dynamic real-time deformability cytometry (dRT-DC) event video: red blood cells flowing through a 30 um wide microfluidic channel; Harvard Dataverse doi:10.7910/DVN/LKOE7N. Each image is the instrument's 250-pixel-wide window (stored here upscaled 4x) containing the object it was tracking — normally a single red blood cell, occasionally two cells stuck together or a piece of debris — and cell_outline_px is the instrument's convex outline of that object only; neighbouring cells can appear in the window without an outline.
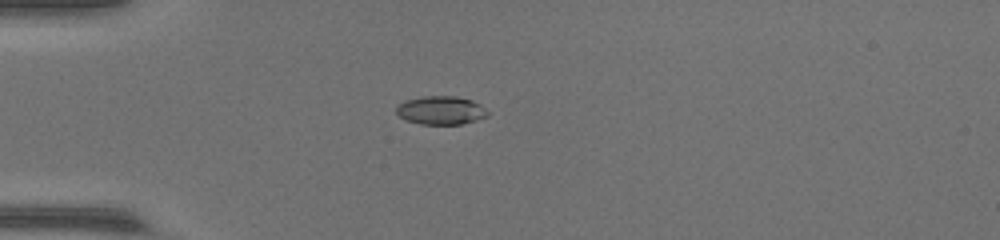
{"species": "common noctule bat (a hibernating species)", "species_latin": "Nyctalus noctula", "temperature_condition": "warm", "stored_images_in_passage": 40, "camera_frame_rate_fps": 3000, "um_per_image_px": 0.085, "animal": {"sex": "female", "body_mass_g": 17.0, "forearm_length_mm": 48.0}, "frame": {"image": 1, "passage_image": 2, "time_ms": 0.333, "image_size_px": [1000, 240], "cell_outline_px": [[488, 116], [476, 120], [460, 124], [420, 124], [404, 120], [396, 112], [396, 108], [404, 100], [424, 96], [456, 96], [472, 100], [480, 104], [488, 112]], "centroid_in_image_um": [37.46, 9.37], "position_along_channel_um": 47.5, "area_um2": 15.14}}
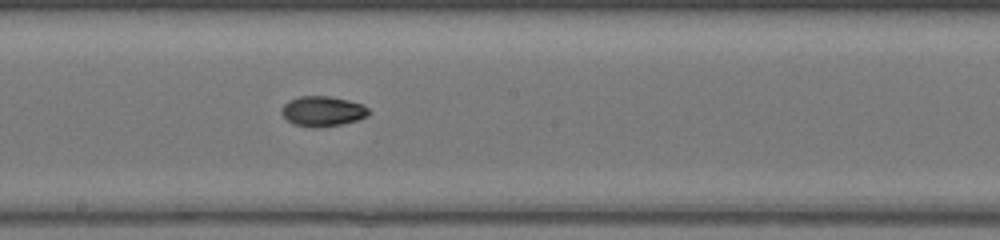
{"frame": {"image": 2, "passage_image": 17, "time_ms": 5.333, "image_size_px": [1000, 240], "cell_outline_px": [[368, 116], [356, 120], [340, 124], [292, 124], [280, 112], [280, 108], [288, 100], [300, 96], [328, 96], [348, 100], [360, 104], [368, 108]], "centroid_in_image_um": [27.39, 9.39], "position_along_channel_um": 220.8, "area_um2": 14.51}}
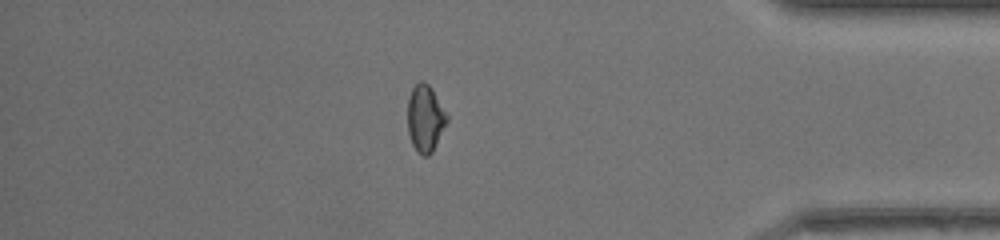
{"frame": {"image": 3, "passage_image": 33, "time_ms": 10.667, "image_size_px": [1000, 240], "cell_outline_px": [[448, 120], [432, 152], [428, 156], [424, 156], [416, 152], [412, 144], [408, 132], [408, 96], [412, 88], [420, 80], [424, 80], [432, 88], [448, 116]], "centroid_in_image_um": [36.13, 10.05], "position_along_channel_um": 399.1, "area_um2": 15.37}}